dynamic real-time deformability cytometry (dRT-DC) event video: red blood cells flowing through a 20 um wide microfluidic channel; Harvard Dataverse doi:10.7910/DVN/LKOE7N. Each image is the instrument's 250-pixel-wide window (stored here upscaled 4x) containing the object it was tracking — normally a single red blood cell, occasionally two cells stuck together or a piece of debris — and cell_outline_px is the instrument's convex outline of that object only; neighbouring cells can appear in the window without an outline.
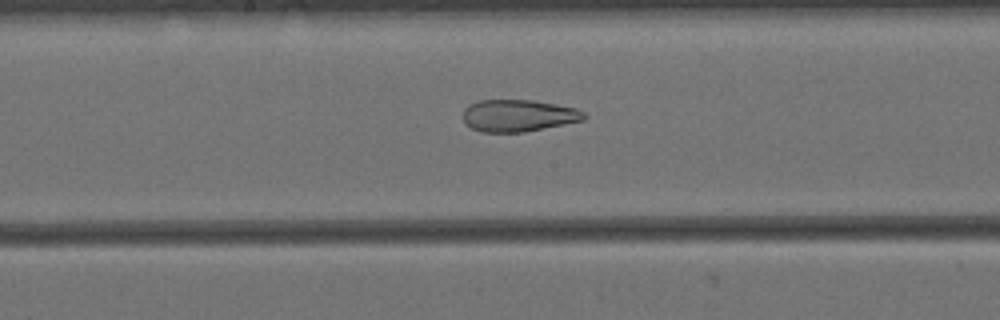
{"species": "Egyptian fruit bat (a non-hibernating species)", "species_latin": "Rousettus aegyptiacus", "temperature_condition": "cold", "stored_images_in_passage": 58, "camera_frame_rate_fps": 3000, "um_per_image_px": 0.085, "animal": {"sex": "female"}, "frame": {"image": 1, "passage_image": 29, "time_ms": 9.333, "image_size_px": [1000, 320], "cell_outline_px": [[588, 116], [584, 120], [524, 132], [480, 132], [464, 124], [464, 108], [480, 100], [532, 100], [556, 104], [576, 108], [584, 112]], "centroid_in_image_um": [44.07, 9.83], "position_along_channel_um": 204.1, "area_um2": 22.54}}
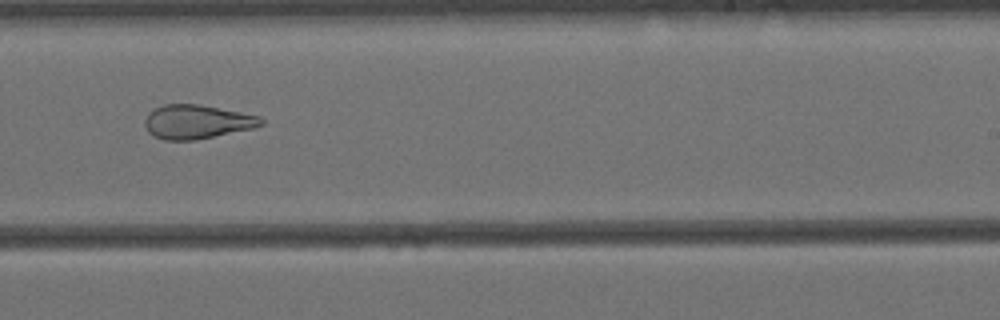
{"frame": {"image": 2, "passage_image": 35, "time_ms": 11.333, "image_size_px": [1000, 320], "cell_outline_px": [[264, 124], [252, 128], [196, 140], [164, 140], [148, 132], [144, 124], [144, 120], [148, 112], [164, 104], [196, 104], [260, 116], [264, 120]], "centroid_in_image_um": [16.71, 10.36], "position_along_channel_um": 272.3, "area_um2": 22.77}}
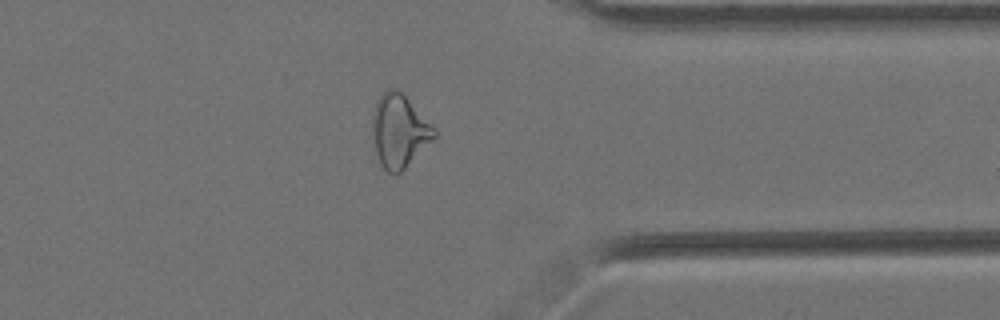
{"frame": {"image": 3, "passage_image": 45, "time_ms": 14.667, "image_size_px": [1000, 320], "cell_outline_px": [[436, 136], [400, 172], [388, 172], [380, 164], [372, 148], [372, 116], [376, 100], [388, 88], [396, 88], [436, 128]], "centroid_in_image_um": [33.88, 11.13], "position_along_channel_um": 377.5, "area_um2": 26.13}, "authors_computed_cell_mechanics": {"area_um2": 28.322, "velocity_mm_per_s": 3.4283, "shape_relaxation_time_tau1_ms": null, "shape_relaxation_time_tau2_ms": 2.8792, "deformation_change_tau1": null, "deformation_change_tau2": 0.1189}}